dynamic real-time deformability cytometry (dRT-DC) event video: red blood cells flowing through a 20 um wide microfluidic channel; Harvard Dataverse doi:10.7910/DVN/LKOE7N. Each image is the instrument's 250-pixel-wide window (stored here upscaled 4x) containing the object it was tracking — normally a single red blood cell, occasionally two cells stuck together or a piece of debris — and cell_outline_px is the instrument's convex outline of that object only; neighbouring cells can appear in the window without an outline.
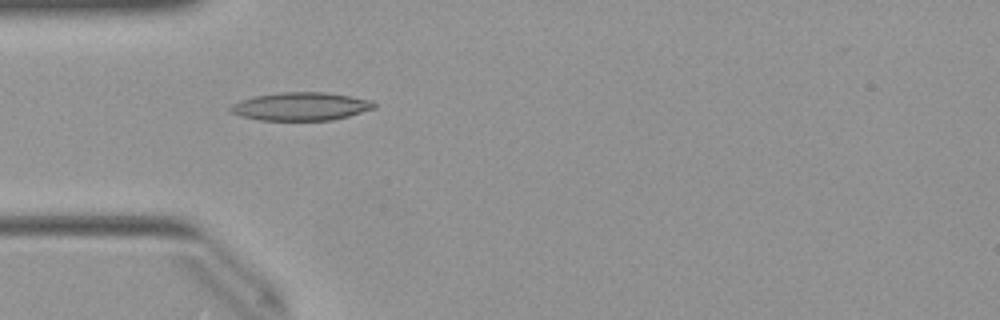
{"species": "Egyptian fruit bat (a non-hibernating species)", "species_latin": "Rousettus aegyptiacus", "temperature_condition": "warm", "stored_images_in_passage": 37, "camera_frame_rate_fps": 3000, "um_per_image_px": 0.085, "animal": {"sex": "female"}, "frame": {"image": 1, "passage_image": 2, "time_ms": 0.333, "image_size_px": [1000, 320], "cell_outline_px": [[376, 108], [348, 116], [332, 120], [260, 120], [240, 116], [232, 112], [228, 108], [232, 104], [240, 100], [256, 96], [280, 92], [328, 92], [372, 100], [376, 104]], "centroid_in_image_um": [25.59, 9.04], "position_along_channel_um": 59.4, "area_um2": 23.58}}
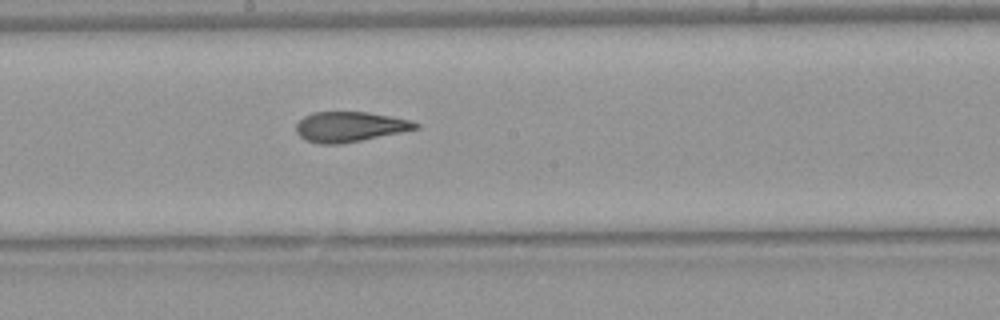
{"frame": {"image": 2, "passage_image": 14, "time_ms": 4.333, "image_size_px": [1000, 320], "cell_outline_px": [[420, 128], [340, 144], [316, 144], [304, 140], [296, 132], [296, 124], [304, 116], [312, 112], [368, 112], [412, 120], [420, 124]], "centroid_in_image_um": [29.71, 10.77], "position_along_channel_um": 218.5, "area_um2": 20.98}}
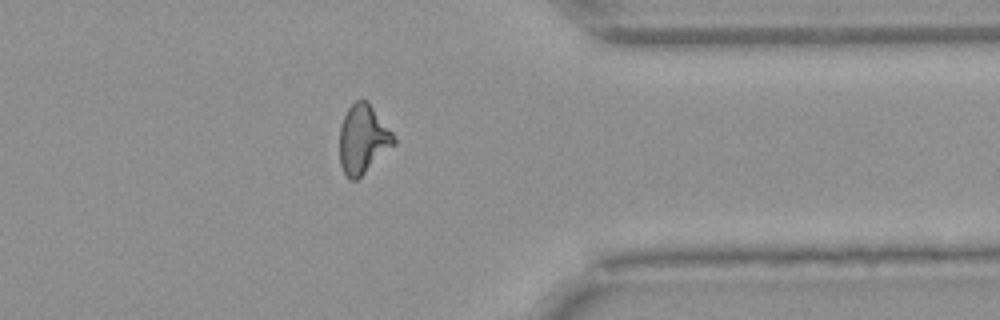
{"frame": {"image": 3, "passage_image": 27, "time_ms": 8.667, "image_size_px": [1000, 320], "cell_outline_px": [[396, 144], [356, 180], [352, 180], [344, 172], [340, 164], [340, 128], [344, 116], [348, 108], [356, 100], [368, 100], [392, 132], [396, 140]], "centroid_in_image_um": [30.86, 11.81], "position_along_channel_um": 380.5, "area_um2": 21.56}, "authors_computed_cell_mechanics": {"area_um2": 21.5594, "velocity_mm_per_s": 4.0264, "shape_relaxation_time_tau1_ms": null, "shape_relaxation_time_tau2_ms": 2.071, "deformation_change_tau1": null, "deformation_change_tau2": 0.1028}}